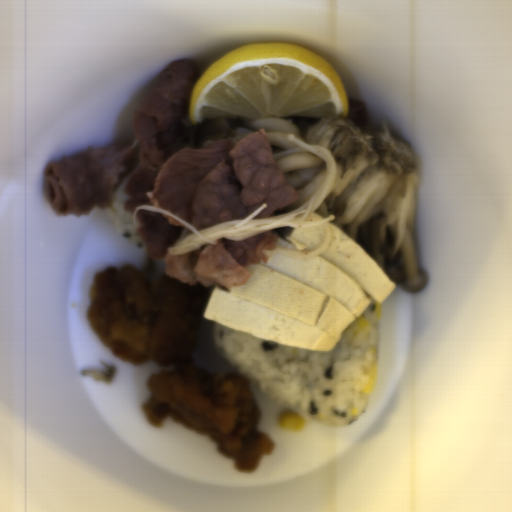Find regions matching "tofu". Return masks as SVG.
<instances>
[{"label":"tofu","mask_w":512,"mask_h":512,"mask_svg":"<svg viewBox=\"0 0 512 512\" xmlns=\"http://www.w3.org/2000/svg\"><path fill=\"white\" fill-rule=\"evenodd\" d=\"M322 254L293 257L267 250V263H254L248 281L214 286L201 318L261 339L330 351L370 304L384 302L395 283L339 228Z\"/></svg>","instance_id":"1"},{"label":"tofu","mask_w":512,"mask_h":512,"mask_svg":"<svg viewBox=\"0 0 512 512\" xmlns=\"http://www.w3.org/2000/svg\"><path fill=\"white\" fill-rule=\"evenodd\" d=\"M298 238L306 243V248L297 250L296 247L285 240V236ZM326 230L323 227L291 228L285 227L279 236L278 248H287L295 252H314L325 242Z\"/></svg>","instance_id":"2"},{"label":"tofu","mask_w":512,"mask_h":512,"mask_svg":"<svg viewBox=\"0 0 512 512\" xmlns=\"http://www.w3.org/2000/svg\"><path fill=\"white\" fill-rule=\"evenodd\" d=\"M323 220H325L324 218H322L321 216H319L317 213H315L313 211V213L307 217L304 221H308V222H322Z\"/></svg>","instance_id":"3"}]
</instances>
